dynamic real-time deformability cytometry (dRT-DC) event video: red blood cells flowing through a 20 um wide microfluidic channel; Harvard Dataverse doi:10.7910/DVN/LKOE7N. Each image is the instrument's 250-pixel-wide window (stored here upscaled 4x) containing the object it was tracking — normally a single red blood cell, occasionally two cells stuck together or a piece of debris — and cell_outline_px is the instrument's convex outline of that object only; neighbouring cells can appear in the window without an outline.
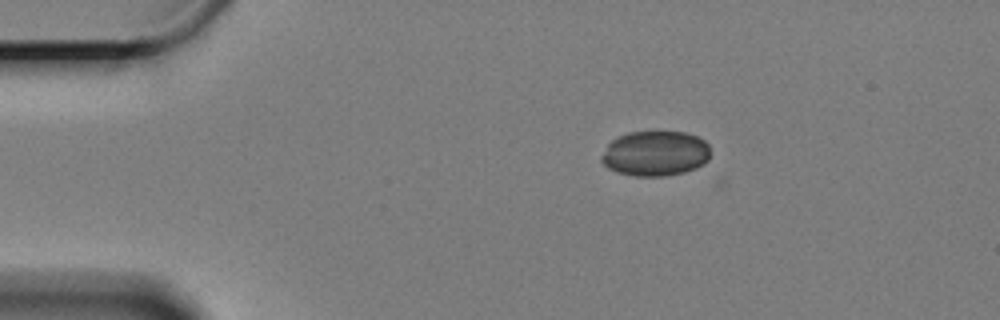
{"species": "Egyptian fruit bat (a non-hibernating species)", "species_latin": "Rousettus aegyptiacus", "temperature_condition": "cold", "stored_images_in_passage": 2, "camera_frame_rate_fps": 3000, "um_per_image_px": 0.085, "animal": {"sex": "female"}, "frame": {"image": 1, "passage_image": 1, "time_ms": 0.0, "image_size_px": [1000, 320], "cell_outline_px": [[708, 160], [704, 164], [696, 168], [684, 172], [664, 176], [636, 176], [616, 172], [608, 168], [600, 160], [600, 156], [608, 144], [612, 140], [628, 132], [684, 132], [696, 136], [704, 140], [708, 144]], "centroid_in_image_um": [55.68, 13.05], "position_along_channel_um": 29.3, "area_um2": 28.61}}